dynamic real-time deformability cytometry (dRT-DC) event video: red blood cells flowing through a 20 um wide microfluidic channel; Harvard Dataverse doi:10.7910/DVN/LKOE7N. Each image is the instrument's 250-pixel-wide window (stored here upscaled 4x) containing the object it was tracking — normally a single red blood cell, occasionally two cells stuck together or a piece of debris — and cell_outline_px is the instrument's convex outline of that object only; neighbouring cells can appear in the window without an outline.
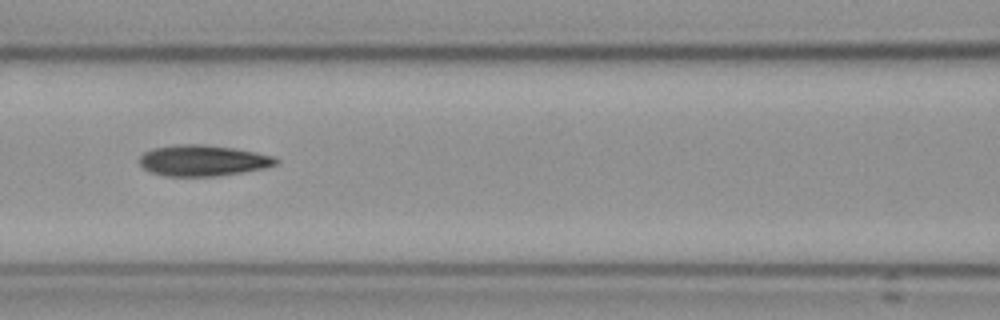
{"species": "Egyptian fruit bat (a non-hibernating species)", "species_latin": "Rousettus aegyptiacus", "temperature_condition": "cold", "stored_images_in_passage": 10, "camera_frame_rate_fps": 3000, "um_per_image_px": 0.085, "frame": {"image": 1, "passage_image": 6, "time_ms": 5.667, "image_size_px": [1000, 320], "cell_outline_px": [[280, 160], [276, 164], [268, 168], [244, 172], [212, 176], [168, 176], [152, 172], [144, 168], [140, 164], [140, 156], [144, 152], [152, 148], [176, 144], [204, 144], [232, 148], [256, 152], [276, 156]], "centroid_in_image_um": [17.29, 13.64], "position_along_channel_um": 149.3, "area_um2": 24.74}}